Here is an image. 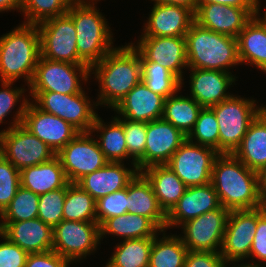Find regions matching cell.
Segmentation results:
<instances>
[{"label": "cell", "mask_w": 266, "mask_h": 267, "mask_svg": "<svg viewBox=\"0 0 266 267\" xmlns=\"http://www.w3.org/2000/svg\"><path fill=\"white\" fill-rule=\"evenodd\" d=\"M134 44L115 47L90 68L99 84L98 106L113 109L142 80L141 54Z\"/></svg>", "instance_id": "1"}, {"label": "cell", "mask_w": 266, "mask_h": 267, "mask_svg": "<svg viewBox=\"0 0 266 267\" xmlns=\"http://www.w3.org/2000/svg\"><path fill=\"white\" fill-rule=\"evenodd\" d=\"M211 184L223 208L252 210L261 207L258 174L233 154L220 153L214 161Z\"/></svg>", "instance_id": "2"}, {"label": "cell", "mask_w": 266, "mask_h": 267, "mask_svg": "<svg viewBox=\"0 0 266 267\" xmlns=\"http://www.w3.org/2000/svg\"><path fill=\"white\" fill-rule=\"evenodd\" d=\"M40 57V36L36 24L22 23L0 37V82L24 78L28 87Z\"/></svg>", "instance_id": "3"}, {"label": "cell", "mask_w": 266, "mask_h": 267, "mask_svg": "<svg viewBox=\"0 0 266 267\" xmlns=\"http://www.w3.org/2000/svg\"><path fill=\"white\" fill-rule=\"evenodd\" d=\"M188 68L231 73L240 64L237 38L213 32L195 21L185 35Z\"/></svg>", "instance_id": "4"}, {"label": "cell", "mask_w": 266, "mask_h": 267, "mask_svg": "<svg viewBox=\"0 0 266 267\" xmlns=\"http://www.w3.org/2000/svg\"><path fill=\"white\" fill-rule=\"evenodd\" d=\"M99 11L95 3L82 0L67 10L75 25L78 55L89 68L114 49L113 33Z\"/></svg>", "instance_id": "5"}, {"label": "cell", "mask_w": 266, "mask_h": 267, "mask_svg": "<svg viewBox=\"0 0 266 267\" xmlns=\"http://www.w3.org/2000/svg\"><path fill=\"white\" fill-rule=\"evenodd\" d=\"M29 100L24 97L10 126L2 130V155L19 171L53 159L56 154L22 125Z\"/></svg>", "instance_id": "6"}, {"label": "cell", "mask_w": 266, "mask_h": 267, "mask_svg": "<svg viewBox=\"0 0 266 267\" xmlns=\"http://www.w3.org/2000/svg\"><path fill=\"white\" fill-rule=\"evenodd\" d=\"M255 101L232 95L210 107L219 125V153L232 154L240 145L250 123L258 116Z\"/></svg>", "instance_id": "7"}, {"label": "cell", "mask_w": 266, "mask_h": 267, "mask_svg": "<svg viewBox=\"0 0 266 267\" xmlns=\"http://www.w3.org/2000/svg\"><path fill=\"white\" fill-rule=\"evenodd\" d=\"M85 93L84 90L77 94L29 92V96L40 110L60 117L80 132H90L98 115L94 111L98 105L96 102L92 104Z\"/></svg>", "instance_id": "8"}, {"label": "cell", "mask_w": 266, "mask_h": 267, "mask_svg": "<svg viewBox=\"0 0 266 267\" xmlns=\"http://www.w3.org/2000/svg\"><path fill=\"white\" fill-rule=\"evenodd\" d=\"M89 77H91L90 68L86 64L52 61L40 55L28 90L77 94L83 91L80 82L88 81Z\"/></svg>", "instance_id": "9"}, {"label": "cell", "mask_w": 266, "mask_h": 267, "mask_svg": "<svg viewBox=\"0 0 266 267\" xmlns=\"http://www.w3.org/2000/svg\"><path fill=\"white\" fill-rule=\"evenodd\" d=\"M40 36V55L52 61L85 64L79 57L76 31L68 13L37 24Z\"/></svg>", "instance_id": "10"}, {"label": "cell", "mask_w": 266, "mask_h": 267, "mask_svg": "<svg viewBox=\"0 0 266 267\" xmlns=\"http://www.w3.org/2000/svg\"><path fill=\"white\" fill-rule=\"evenodd\" d=\"M97 222L62 220L53 228V248L71 264L95 253L100 242Z\"/></svg>", "instance_id": "11"}, {"label": "cell", "mask_w": 266, "mask_h": 267, "mask_svg": "<svg viewBox=\"0 0 266 267\" xmlns=\"http://www.w3.org/2000/svg\"><path fill=\"white\" fill-rule=\"evenodd\" d=\"M92 136L91 132H80L56 154L69 183H77L109 162Z\"/></svg>", "instance_id": "12"}, {"label": "cell", "mask_w": 266, "mask_h": 267, "mask_svg": "<svg viewBox=\"0 0 266 267\" xmlns=\"http://www.w3.org/2000/svg\"><path fill=\"white\" fill-rule=\"evenodd\" d=\"M219 154L186 139L166 165L187 187L202 186L211 183L213 164Z\"/></svg>", "instance_id": "13"}, {"label": "cell", "mask_w": 266, "mask_h": 267, "mask_svg": "<svg viewBox=\"0 0 266 267\" xmlns=\"http://www.w3.org/2000/svg\"><path fill=\"white\" fill-rule=\"evenodd\" d=\"M228 215L222 206L206 212L182 224L179 237L190 251L220 252Z\"/></svg>", "instance_id": "14"}, {"label": "cell", "mask_w": 266, "mask_h": 267, "mask_svg": "<svg viewBox=\"0 0 266 267\" xmlns=\"http://www.w3.org/2000/svg\"><path fill=\"white\" fill-rule=\"evenodd\" d=\"M256 227L257 209L229 211L220 250L226 263H244L249 258Z\"/></svg>", "instance_id": "15"}, {"label": "cell", "mask_w": 266, "mask_h": 267, "mask_svg": "<svg viewBox=\"0 0 266 267\" xmlns=\"http://www.w3.org/2000/svg\"><path fill=\"white\" fill-rule=\"evenodd\" d=\"M144 155L136 162L139 172L153 165H164L187 139L180 130L163 118L147 123Z\"/></svg>", "instance_id": "16"}, {"label": "cell", "mask_w": 266, "mask_h": 267, "mask_svg": "<svg viewBox=\"0 0 266 267\" xmlns=\"http://www.w3.org/2000/svg\"><path fill=\"white\" fill-rule=\"evenodd\" d=\"M134 47L148 61L162 65L184 84L183 70L188 68L185 36H141Z\"/></svg>", "instance_id": "17"}, {"label": "cell", "mask_w": 266, "mask_h": 267, "mask_svg": "<svg viewBox=\"0 0 266 267\" xmlns=\"http://www.w3.org/2000/svg\"><path fill=\"white\" fill-rule=\"evenodd\" d=\"M22 125L45 142L55 154L74 139L80 131L58 116L46 113L28 102Z\"/></svg>", "instance_id": "18"}, {"label": "cell", "mask_w": 266, "mask_h": 267, "mask_svg": "<svg viewBox=\"0 0 266 267\" xmlns=\"http://www.w3.org/2000/svg\"><path fill=\"white\" fill-rule=\"evenodd\" d=\"M256 8H239L220 4H198L195 22L213 32L237 38L255 16Z\"/></svg>", "instance_id": "19"}, {"label": "cell", "mask_w": 266, "mask_h": 267, "mask_svg": "<svg viewBox=\"0 0 266 267\" xmlns=\"http://www.w3.org/2000/svg\"><path fill=\"white\" fill-rule=\"evenodd\" d=\"M189 70L190 97L202 107L217 105L233 95L227 92L236 81L232 73L212 69L189 68Z\"/></svg>", "instance_id": "20"}, {"label": "cell", "mask_w": 266, "mask_h": 267, "mask_svg": "<svg viewBox=\"0 0 266 267\" xmlns=\"http://www.w3.org/2000/svg\"><path fill=\"white\" fill-rule=\"evenodd\" d=\"M0 233L28 254L53 248V228L39 218L19 222H0Z\"/></svg>", "instance_id": "21"}, {"label": "cell", "mask_w": 266, "mask_h": 267, "mask_svg": "<svg viewBox=\"0 0 266 267\" xmlns=\"http://www.w3.org/2000/svg\"><path fill=\"white\" fill-rule=\"evenodd\" d=\"M220 206L218 195L211 183L187 187L177 204L167 214L165 230L173 226L180 227L187 221Z\"/></svg>", "instance_id": "22"}, {"label": "cell", "mask_w": 266, "mask_h": 267, "mask_svg": "<svg viewBox=\"0 0 266 267\" xmlns=\"http://www.w3.org/2000/svg\"><path fill=\"white\" fill-rule=\"evenodd\" d=\"M165 98L150 90L141 80L113 108L117 116L137 122H150L163 117Z\"/></svg>", "instance_id": "23"}, {"label": "cell", "mask_w": 266, "mask_h": 267, "mask_svg": "<svg viewBox=\"0 0 266 267\" xmlns=\"http://www.w3.org/2000/svg\"><path fill=\"white\" fill-rule=\"evenodd\" d=\"M147 19L141 36L176 37L186 35L195 16L183 6L154 4Z\"/></svg>", "instance_id": "24"}, {"label": "cell", "mask_w": 266, "mask_h": 267, "mask_svg": "<svg viewBox=\"0 0 266 267\" xmlns=\"http://www.w3.org/2000/svg\"><path fill=\"white\" fill-rule=\"evenodd\" d=\"M136 166L129 169L124 162H108L104 167L87 174L76 184L95 200L126 188L138 173Z\"/></svg>", "instance_id": "25"}, {"label": "cell", "mask_w": 266, "mask_h": 267, "mask_svg": "<svg viewBox=\"0 0 266 267\" xmlns=\"http://www.w3.org/2000/svg\"><path fill=\"white\" fill-rule=\"evenodd\" d=\"M128 213L149 218L161 231L165 230L167 214L159 205L153 187L142 172L129 182L127 186Z\"/></svg>", "instance_id": "26"}, {"label": "cell", "mask_w": 266, "mask_h": 267, "mask_svg": "<svg viewBox=\"0 0 266 267\" xmlns=\"http://www.w3.org/2000/svg\"><path fill=\"white\" fill-rule=\"evenodd\" d=\"M68 183L57 156L50 161L20 170V186L37 195L64 188Z\"/></svg>", "instance_id": "27"}, {"label": "cell", "mask_w": 266, "mask_h": 267, "mask_svg": "<svg viewBox=\"0 0 266 267\" xmlns=\"http://www.w3.org/2000/svg\"><path fill=\"white\" fill-rule=\"evenodd\" d=\"M240 64L253 65L266 73V23L255 16L237 36Z\"/></svg>", "instance_id": "28"}, {"label": "cell", "mask_w": 266, "mask_h": 267, "mask_svg": "<svg viewBox=\"0 0 266 267\" xmlns=\"http://www.w3.org/2000/svg\"><path fill=\"white\" fill-rule=\"evenodd\" d=\"M151 183L159 205L168 214L177 204L187 186L166 165H153L141 171Z\"/></svg>", "instance_id": "29"}, {"label": "cell", "mask_w": 266, "mask_h": 267, "mask_svg": "<svg viewBox=\"0 0 266 267\" xmlns=\"http://www.w3.org/2000/svg\"><path fill=\"white\" fill-rule=\"evenodd\" d=\"M159 232L162 231L149 218L127 212L108 218L100 225V240L106 237V234L129 240L155 237Z\"/></svg>", "instance_id": "30"}, {"label": "cell", "mask_w": 266, "mask_h": 267, "mask_svg": "<svg viewBox=\"0 0 266 267\" xmlns=\"http://www.w3.org/2000/svg\"><path fill=\"white\" fill-rule=\"evenodd\" d=\"M232 154L256 172L266 166V123L259 116L250 123L247 133Z\"/></svg>", "instance_id": "31"}, {"label": "cell", "mask_w": 266, "mask_h": 267, "mask_svg": "<svg viewBox=\"0 0 266 267\" xmlns=\"http://www.w3.org/2000/svg\"><path fill=\"white\" fill-rule=\"evenodd\" d=\"M92 134L98 132V144L105 158L109 162H124L132 159L128 155L126 138L124 134L123 118L114 116L108 125L97 115L94 125L90 131Z\"/></svg>", "instance_id": "32"}, {"label": "cell", "mask_w": 266, "mask_h": 267, "mask_svg": "<svg viewBox=\"0 0 266 267\" xmlns=\"http://www.w3.org/2000/svg\"><path fill=\"white\" fill-rule=\"evenodd\" d=\"M177 93L165 99L162 118L188 136L203 107L192 97Z\"/></svg>", "instance_id": "33"}, {"label": "cell", "mask_w": 266, "mask_h": 267, "mask_svg": "<svg viewBox=\"0 0 266 267\" xmlns=\"http://www.w3.org/2000/svg\"><path fill=\"white\" fill-rule=\"evenodd\" d=\"M165 232L162 231V238L159 234L153 238L149 267H184L187 247L179 235H166Z\"/></svg>", "instance_id": "34"}, {"label": "cell", "mask_w": 266, "mask_h": 267, "mask_svg": "<svg viewBox=\"0 0 266 267\" xmlns=\"http://www.w3.org/2000/svg\"><path fill=\"white\" fill-rule=\"evenodd\" d=\"M153 238L123 240L116 245L105 267H149Z\"/></svg>", "instance_id": "35"}, {"label": "cell", "mask_w": 266, "mask_h": 267, "mask_svg": "<svg viewBox=\"0 0 266 267\" xmlns=\"http://www.w3.org/2000/svg\"><path fill=\"white\" fill-rule=\"evenodd\" d=\"M96 200L76 183H68L63 220L97 222Z\"/></svg>", "instance_id": "36"}, {"label": "cell", "mask_w": 266, "mask_h": 267, "mask_svg": "<svg viewBox=\"0 0 266 267\" xmlns=\"http://www.w3.org/2000/svg\"><path fill=\"white\" fill-rule=\"evenodd\" d=\"M141 72L147 87L165 99L181 91V81L171 71L155 62H148L142 55Z\"/></svg>", "instance_id": "37"}, {"label": "cell", "mask_w": 266, "mask_h": 267, "mask_svg": "<svg viewBox=\"0 0 266 267\" xmlns=\"http://www.w3.org/2000/svg\"><path fill=\"white\" fill-rule=\"evenodd\" d=\"M80 0H22L21 10L26 24H38L49 18L63 15ZM26 16V17H25Z\"/></svg>", "instance_id": "38"}, {"label": "cell", "mask_w": 266, "mask_h": 267, "mask_svg": "<svg viewBox=\"0 0 266 267\" xmlns=\"http://www.w3.org/2000/svg\"><path fill=\"white\" fill-rule=\"evenodd\" d=\"M39 195L19 187L15 197L1 213V222H19L38 217Z\"/></svg>", "instance_id": "39"}, {"label": "cell", "mask_w": 266, "mask_h": 267, "mask_svg": "<svg viewBox=\"0 0 266 267\" xmlns=\"http://www.w3.org/2000/svg\"><path fill=\"white\" fill-rule=\"evenodd\" d=\"M187 139L198 145L208 146L219 152V125L214 111L203 107Z\"/></svg>", "instance_id": "40"}, {"label": "cell", "mask_w": 266, "mask_h": 267, "mask_svg": "<svg viewBox=\"0 0 266 267\" xmlns=\"http://www.w3.org/2000/svg\"><path fill=\"white\" fill-rule=\"evenodd\" d=\"M68 184L42 195H39L38 217L45 224L54 228L63 220V206Z\"/></svg>", "instance_id": "41"}, {"label": "cell", "mask_w": 266, "mask_h": 267, "mask_svg": "<svg viewBox=\"0 0 266 267\" xmlns=\"http://www.w3.org/2000/svg\"><path fill=\"white\" fill-rule=\"evenodd\" d=\"M96 220L101 225L106 219L125 214L129 210L127 187L96 200Z\"/></svg>", "instance_id": "42"}, {"label": "cell", "mask_w": 266, "mask_h": 267, "mask_svg": "<svg viewBox=\"0 0 266 267\" xmlns=\"http://www.w3.org/2000/svg\"><path fill=\"white\" fill-rule=\"evenodd\" d=\"M20 187V171L3 155L0 156V212L10 204Z\"/></svg>", "instance_id": "43"}, {"label": "cell", "mask_w": 266, "mask_h": 267, "mask_svg": "<svg viewBox=\"0 0 266 267\" xmlns=\"http://www.w3.org/2000/svg\"><path fill=\"white\" fill-rule=\"evenodd\" d=\"M123 127L128 155L132 158L131 165L136 166V162L144 155L147 123L123 119Z\"/></svg>", "instance_id": "44"}, {"label": "cell", "mask_w": 266, "mask_h": 267, "mask_svg": "<svg viewBox=\"0 0 266 267\" xmlns=\"http://www.w3.org/2000/svg\"><path fill=\"white\" fill-rule=\"evenodd\" d=\"M249 258H253L255 260L258 259L257 262L260 263L259 264L257 262L255 263V261H251V263H249L250 265L259 267L266 266V213L261 207L257 208V227L256 233L254 234Z\"/></svg>", "instance_id": "45"}, {"label": "cell", "mask_w": 266, "mask_h": 267, "mask_svg": "<svg viewBox=\"0 0 266 267\" xmlns=\"http://www.w3.org/2000/svg\"><path fill=\"white\" fill-rule=\"evenodd\" d=\"M0 267H25L28 253L0 233Z\"/></svg>", "instance_id": "46"}, {"label": "cell", "mask_w": 266, "mask_h": 267, "mask_svg": "<svg viewBox=\"0 0 266 267\" xmlns=\"http://www.w3.org/2000/svg\"><path fill=\"white\" fill-rule=\"evenodd\" d=\"M0 89V123H3L4 118L12 112L11 110L16 106L17 102L22 99L25 88H12L13 82H1ZM25 91V92H24ZM21 98V99H20Z\"/></svg>", "instance_id": "47"}, {"label": "cell", "mask_w": 266, "mask_h": 267, "mask_svg": "<svg viewBox=\"0 0 266 267\" xmlns=\"http://www.w3.org/2000/svg\"><path fill=\"white\" fill-rule=\"evenodd\" d=\"M226 262L220 252L188 250L184 267H225Z\"/></svg>", "instance_id": "48"}, {"label": "cell", "mask_w": 266, "mask_h": 267, "mask_svg": "<svg viewBox=\"0 0 266 267\" xmlns=\"http://www.w3.org/2000/svg\"><path fill=\"white\" fill-rule=\"evenodd\" d=\"M70 262L54 250L28 254L25 267H69Z\"/></svg>", "instance_id": "49"}, {"label": "cell", "mask_w": 266, "mask_h": 267, "mask_svg": "<svg viewBox=\"0 0 266 267\" xmlns=\"http://www.w3.org/2000/svg\"><path fill=\"white\" fill-rule=\"evenodd\" d=\"M198 4H220L239 8H256V0H197Z\"/></svg>", "instance_id": "50"}, {"label": "cell", "mask_w": 266, "mask_h": 267, "mask_svg": "<svg viewBox=\"0 0 266 267\" xmlns=\"http://www.w3.org/2000/svg\"><path fill=\"white\" fill-rule=\"evenodd\" d=\"M154 4H171L183 6L190 9L194 14L198 8L197 0H151Z\"/></svg>", "instance_id": "51"}, {"label": "cell", "mask_w": 266, "mask_h": 267, "mask_svg": "<svg viewBox=\"0 0 266 267\" xmlns=\"http://www.w3.org/2000/svg\"><path fill=\"white\" fill-rule=\"evenodd\" d=\"M22 0H0V12L11 11V10H21Z\"/></svg>", "instance_id": "52"}, {"label": "cell", "mask_w": 266, "mask_h": 267, "mask_svg": "<svg viewBox=\"0 0 266 267\" xmlns=\"http://www.w3.org/2000/svg\"><path fill=\"white\" fill-rule=\"evenodd\" d=\"M258 189L261 197L266 194V166L261 168L258 172Z\"/></svg>", "instance_id": "53"}, {"label": "cell", "mask_w": 266, "mask_h": 267, "mask_svg": "<svg viewBox=\"0 0 266 267\" xmlns=\"http://www.w3.org/2000/svg\"><path fill=\"white\" fill-rule=\"evenodd\" d=\"M266 1V0H265ZM261 1L260 0H256V11H255V17L258 19V20H260V21H262V22H265L266 23V7H264L265 9V11H264V14H262L261 12H260V5H261V3H260ZM261 13V14H260ZM260 15H262L263 17H260Z\"/></svg>", "instance_id": "54"}, {"label": "cell", "mask_w": 266, "mask_h": 267, "mask_svg": "<svg viewBox=\"0 0 266 267\" xmlns=\"http://www.w3.org/2000/svg\"><path fill=\"white\" fill-rule=\"evenodd\" d=\"M258 116L266 123V105L258 106Z\"/></svg>", "instance_id": "55"}, {"label": "cell", "mask_w": 266, "mask_h": 267, "mask_svg": "<svg viewBox=\"0 0 266 267\" xmlns=\"http://www.w3.org/2000/svg\"><path fill=\"white\" fill-rule=\"evenodd\" d=\"M230 264L232 265V264H234V266L232 265V267H259V266H254V265H250V264H248V262L246 263L245 262V264H243V263H241V265H237L236 263H226V265H225V267H229L230 266ZM229 265V266H228ZM237 265V266H236ZM231 267V266H230Z\"/></svg>", "instance_id": "56"}, {"label": "cell", "mask_w": 266, "mask_h": 267, "mask_svg": "<svg viewBox=\"0 0 266 267\" xmlns=\"http://www.w3.org/2000/svg\"><path fill=\"white\" fill-rule=\"evenodd\" d=\"M261 208L266 213V194L261 197Z\"/></svg>", "instance_id": "57"}, {"label": "cell", "mask_w": 266, "mask_h": 267, "mask_svg": "<svg viewBox=\"0 0 266 267\" xmlns=\"http://www.w3.org/2000/svg\"><path fill=\"white\" fill-rule=\"evenodd\" d=\"M2 155V131H0V156Z\"/></svg>", "instance_id": "58"}, {"label": "cell", "mask_w": 266, "mask_h": 267, "mask_svg": "<svg viewBox=\"0 0 266 267\" xmlns=\"http://www.w3.org/2000/svg\"><path fill=\"white\" fill-rule=\"evenodd\" d=\"M82 1L89 2V3H90V1H91L92 3H95V4H96L97 1H99V0H89V1H88V0H87V1H86V0H82ZM94 1H95V2H94Z\"/></svg>", "instance_id": "59"}]
</instances>
